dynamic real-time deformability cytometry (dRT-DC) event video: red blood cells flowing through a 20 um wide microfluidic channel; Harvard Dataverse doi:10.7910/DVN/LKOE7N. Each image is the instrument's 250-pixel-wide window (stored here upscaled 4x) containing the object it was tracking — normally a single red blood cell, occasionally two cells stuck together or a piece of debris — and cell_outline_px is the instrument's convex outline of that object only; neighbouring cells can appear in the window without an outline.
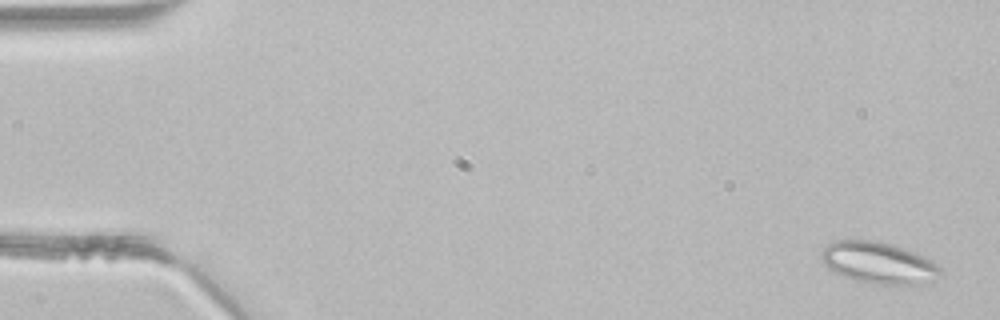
{"species": "common noctule bat (a hibernating species)", "species_latin": "Nyctalus noctula", "temperature_condition": "room temperature", "stored_images_in_passage": 46, "segment_of_instrument_passage": [1, 2], "camera_frame_rate_fps": 3000, "um_per_image_px": 0.085, "animal": {"sex": "male", "body_mass_g": 21.5, "forearm_length_mm": 52.0}, "frame": {"image": 1, "passage_image": 2, "time_ms": 0.333, "image_size_px": [1000, 320], "cell_outline_px": [[944, 272], [932, 284], [920, 288], [876, 284], [856, 280], [844, 276], [828, 268], [824, 264], [820, 256], [820, 252], [832, 240], [876, 240], [908, 248], [932, 260]], "centroid_in_image_um": [74.81, 22.38], "position_along_channel_um": 10.2, "area_um2": 30.17}}
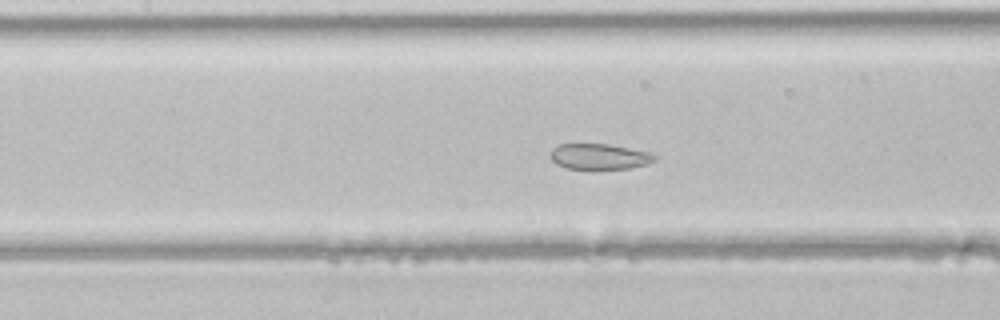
{"frame": {"image": 2, "passage_image": 21, "time_ms": 6.667, "image_size_px": [1000, 320], "cell_outline_px": [[656, 160], [648, 164], [628, 168], [568, 168], [556, 164], [548, 156], [552, 148], [560, 144], [608, 144], [648, 152], [656, 156]], "centroid_in_image_um": [50.91, 13.29], "position_along_channel_um": 156.5, "area_um2": 15.37}}
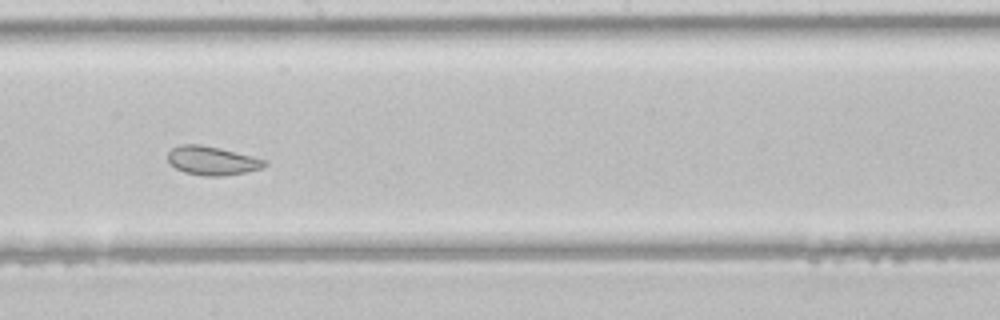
{"frame": {"image": 3, "passage_image": 26, "time_ms": 8.333, "image_size_px": [1000, 320], "cell_outline_px": [[268, 164], [260, 168], [244, 172], [224, 176], [204, 176], [184, 172], [168, 164], [168, 152], [172, 148], [180, 144], [200, 144], [220, 148], [268, 160]], "centroid_in_image_um": [18.01, 13.65], "position_along_channel_um": 230.2, "area_um2": 16.3}}